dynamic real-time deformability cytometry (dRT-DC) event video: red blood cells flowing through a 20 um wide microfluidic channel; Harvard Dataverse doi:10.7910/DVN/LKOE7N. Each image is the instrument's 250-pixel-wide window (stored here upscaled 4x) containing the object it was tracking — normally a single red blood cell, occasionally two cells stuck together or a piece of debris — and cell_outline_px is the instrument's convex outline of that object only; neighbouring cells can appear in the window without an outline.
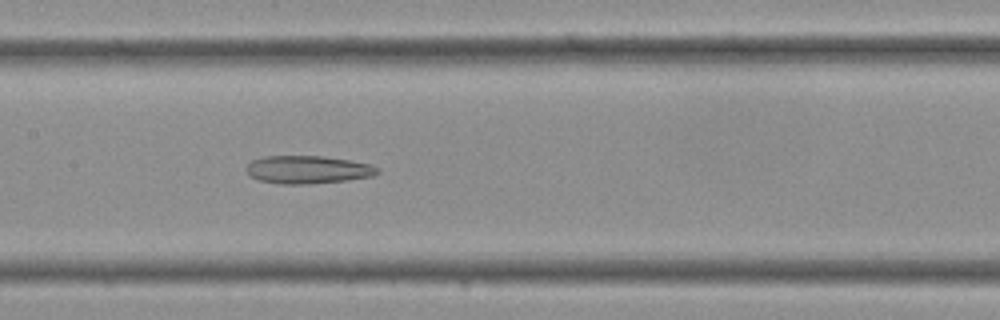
{"species": "Egyptian fruit bat (a non-hibernating species)", "species_latin": "Rousettus aegyptiacus", "temperature_condition": "cold", "stored_images_in_passage": 35, "camera_frame_rate_fps": 3000, "um_per_image_px": 0.085, "frame": {"image": 1, "passage_image": 17, "time_ms": 5.333, "image_size_px": [1000, 320], "cell_outline_px": [[380, 172], [372, 176], [344, 180], [308, 184], [280, 184], [260, 180], [248, 176], [244, 168], [252, 160], [264, 156], [324, 156], [372, 164], [380, 168]], "centroid_in_image_um": [26.13, 14.41], "position_along_channel_um": 181.3, "area_um2": 21.44}}
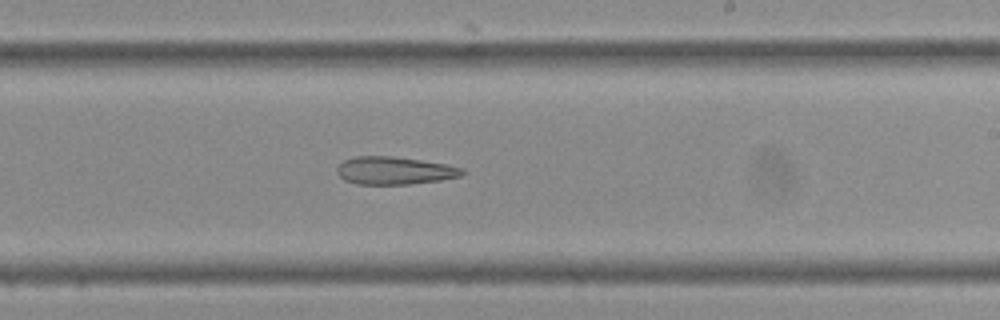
{"frame": {"image": 2, "passage_image": 21, "time_ms": 6.667, "image_size_px": [1000, 320], "cell_outline_px": [[468, 172], [460, 176], [440, 180], [408, 184], [356, 184], [344, 180], [336, 172], [336, 168], [344, 160], [356, 156], [392, 156], [448, 164], [464, 168]], "centroid_in_image_um": [33.55, 14.5], "position_along_channel_um": 255.4, "area_um2": 20.35}}
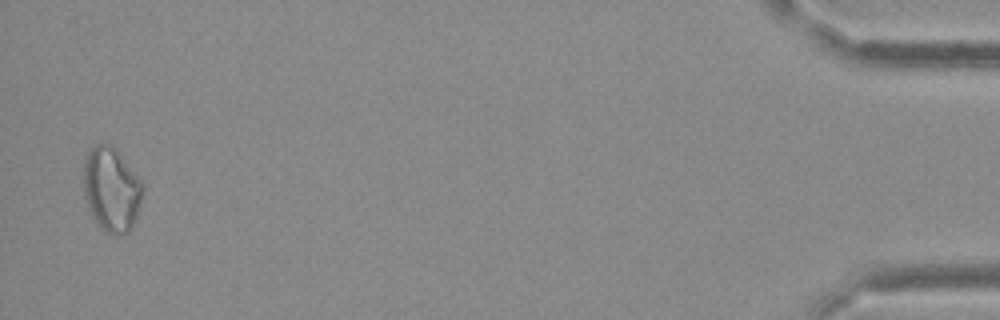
{"frame": {"image": 3, "passage_image": 35, "time_ms": 11.333, "image_size_px": [1000, 320], "cell_outline_px": [[144, 192], [140, 208], [132, 228], [128, 232], [120, 236], [116, 236], [104, 232], [100, 228], [92, 216], [88, 208], [84, 196], [84, 160], [88, 152], [96, 144], [108, 144], [116, 148], [144, 184]], "centroid_in_image_um": [9.5, 16.14], "position_along_channel_um": 425.7, "area_um2": 29.54}}